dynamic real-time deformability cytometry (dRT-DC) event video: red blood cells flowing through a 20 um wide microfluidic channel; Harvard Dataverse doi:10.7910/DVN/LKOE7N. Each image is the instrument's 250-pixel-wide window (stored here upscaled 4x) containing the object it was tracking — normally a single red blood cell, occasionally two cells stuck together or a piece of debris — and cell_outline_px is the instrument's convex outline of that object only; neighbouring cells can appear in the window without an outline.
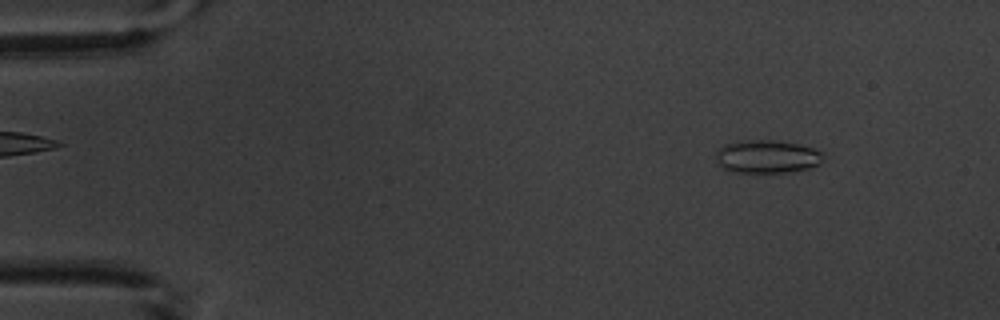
{"species": "common noctule bat (a hibernating species)", "species_latin": "Nyctalus noctula", "temperature_condition": "warm", "stored_images_in_passage": 4, "camera_frame_rate_fps": 3000, "um_per_image_px": 0.085, "animal": {"sex": "male", "body_mass_g": 20.1, "forearm_length_mm": 53.5}, "frame": {"image": 1, "passage_image": 1, "time_ms": 0.0, "image_size_px": [1000, 320], "cell_outline_px": [[824, 160], [820, 164], [808, 168], [788, 172], [728, 172], [720, 164], [716, 156], [716, 152], [724, 144], [744, 140], [772, 140], [800, 144], [824, 152]], "centroid_in_image_um": [65.23, 13.31], "position_along_channel_um": 19.8, "area_um2": 20.75}}
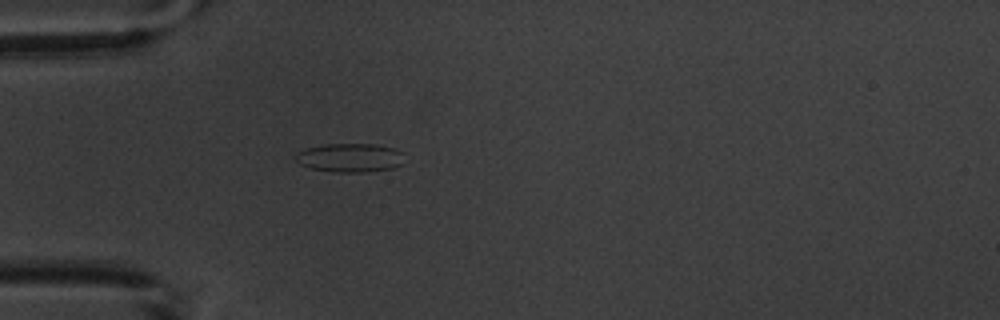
{"frame": {"image": 2, "passage_image": 4, "time_ms": 3.333, "image_size_px": [1000, 320], "cell_outline_px": [[404, 164], [392, 168], [364, 172], [332, 172], [312, 168], [300, 164], [296, 160], [296, 152], [304, 148], [324, 144], [376, 144], [392, 148], [404, 152]], "centroid_in_image_um": [29.77, 13.4], "position_along_channel_um": 55.2, "area_um2": 18.44}}